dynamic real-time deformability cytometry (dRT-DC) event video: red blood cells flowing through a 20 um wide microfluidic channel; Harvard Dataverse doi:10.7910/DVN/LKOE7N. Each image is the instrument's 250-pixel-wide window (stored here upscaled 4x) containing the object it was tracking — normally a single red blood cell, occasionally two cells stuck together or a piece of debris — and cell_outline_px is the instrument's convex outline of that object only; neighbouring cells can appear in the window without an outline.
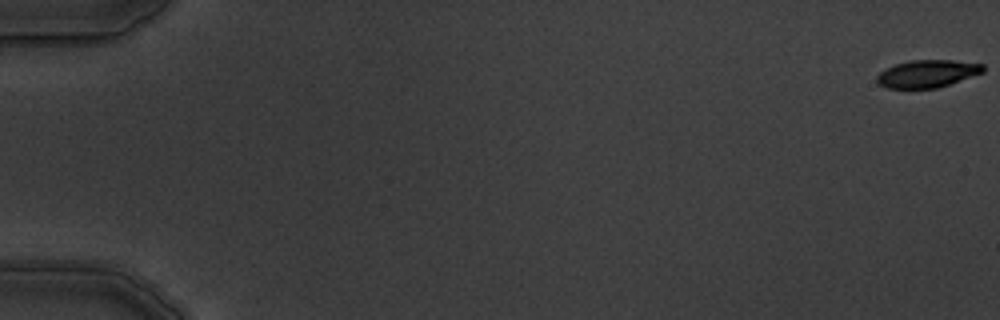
{"species": "common noctule bat (a hibernating species)", "species_latin": "Nyctalus noctula", "temperature_condition": "warm", "stored_images_in_passage": 6, "camera_frame_rate_fps": 3000, "um_per_image_px": 0.085, "animal": {"sex": "male", "body_mass_g": 19.5, "forearm_length_mm": 54.6}, "frame": {"image": 1, "passage_image": 1, "time_ms": 0.0, "image_size_px": [1000, 320], "cell_outline_px": [[984, 72], [936, 88], [884, 88], [876, 80], [876, 76], [880, 72], [896, 64], [908, 60], [952, 60], [984, 64]], "centroid_in_image_um": [78.81, 6.26], "position_along_channel_um": 6.2, "area_um2": 16.88}}
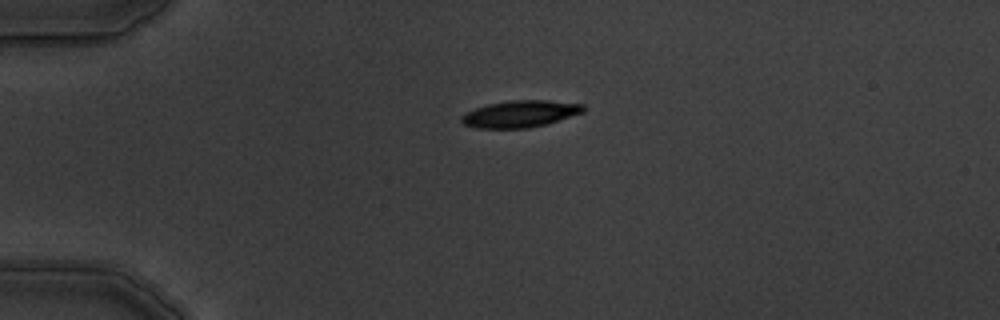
{"frame": {"image": 2, "passage_image": 5, "time_ms": 4.667, "image_size_px": [1000, 320], "cell_outline_px": [[588, 108], [584, 112], [544, 124], [528, 128], [476, 128], [464, 124], [460, 120], [460, 116], [464, 112], [488, 104], [508, 100], [548, 100], [584, 104]], "centroid_in_image_um": [44.21, 9.67], "position_along_channel_um": 40.8, "area_um2": 19.13}}